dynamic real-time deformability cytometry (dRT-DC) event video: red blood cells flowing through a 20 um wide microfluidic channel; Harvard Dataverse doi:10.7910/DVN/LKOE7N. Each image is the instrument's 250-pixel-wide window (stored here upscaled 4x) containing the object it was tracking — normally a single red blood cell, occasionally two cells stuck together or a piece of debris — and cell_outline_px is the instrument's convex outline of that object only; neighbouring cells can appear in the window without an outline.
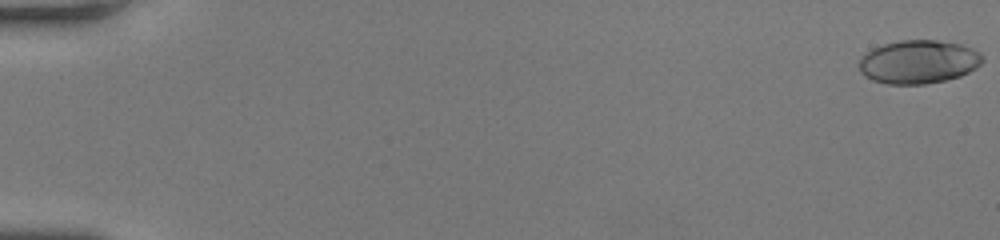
{"species": "human", "species_latin": "Homo sapiens", "temperature_condition": "room temperature", "stored_images_in_passage": 57, "camera_frame_rate_fps": 3000, "um_per_image_px": 0.085, "donor": {"sex": "female"}, "frame": {"image": 1, "passage_image": 1, "time_ms": 0.0, "image_size_px": [1000, 240], "cell_outline_px": [[984, 60], [976, 68], [960, 76], [944, 80], [924, 84], [888, 84], [872, 80], [864, 76], [860, 72], [860, 56], [872, 48], [884, 44], [900, 40], [936, 40], [960, 44], [972, 48], [980, 52], [984, 56]], "centroid_in_image_um": [78.07, 5.25], "position_along_channel_um": 6.9, "area_um2": 31.39}}
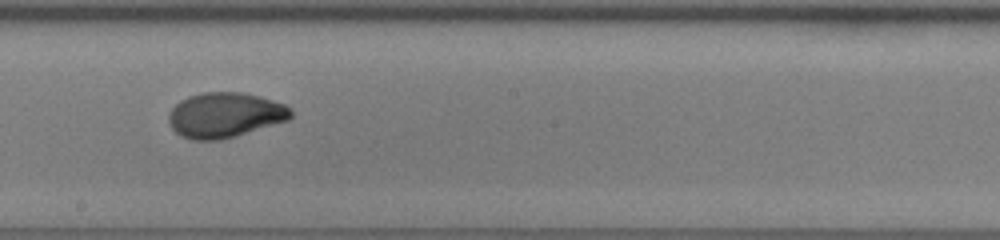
{"frame": {"image": 2, "passage_image": 34, "time_ms": 11.0, "image_size_px": [1000, 240], "cell_outline_px": [[292, 116], [288, 120], [220, 140], [192, 140], [180, 136], [172, 128], [168, 120], [168, 116], [172, 108], [180, 100], [188, 96], [200, 92], [240, 92], [260, 96], [284, 104], [292, 112]], "centroid_in_image_um": [19.08, 9.77], "position_along_channel_um": 229.1, "area_um2": 31.96}}
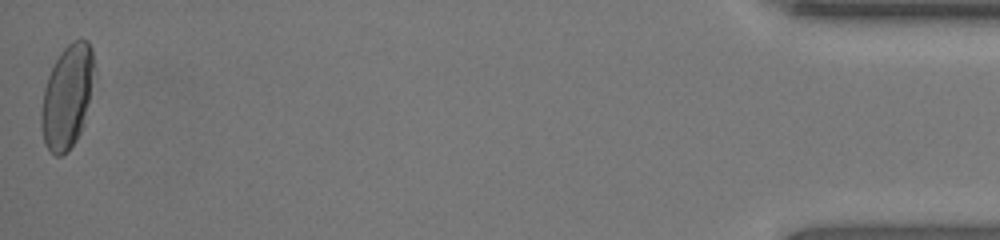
{"frame": {"image": 3, "passage_image": 57, "time_ms": 18.667, "image_size_px": [1000, 240], "cell_outline_px": [[96, 76], [84, 124], [76, 140], [68, 152], [60, 156], [56, 156], [44, 144], [40, 124], [40, 112], [44, 88], [48, 76], [60, 52], [72, 40], [88, 40], [92, 48], [96, 72]], "centroid_in_image_um": [5.74, 8.21], "position_along_channel_um": 429.5, "area_um2": 32.6}, "authors_computed_cell_mechanics": {"area_um2": 30.923, "velocity_mm_per_s": 3.7532, "shape_relaxation_time_tau1_ms": 5.6113, "shape_relaxation_time_tau2_ms": 0.7008, "deformation_change_tau1": 0.2215, "deformation_change_tau2": 0.0415}}